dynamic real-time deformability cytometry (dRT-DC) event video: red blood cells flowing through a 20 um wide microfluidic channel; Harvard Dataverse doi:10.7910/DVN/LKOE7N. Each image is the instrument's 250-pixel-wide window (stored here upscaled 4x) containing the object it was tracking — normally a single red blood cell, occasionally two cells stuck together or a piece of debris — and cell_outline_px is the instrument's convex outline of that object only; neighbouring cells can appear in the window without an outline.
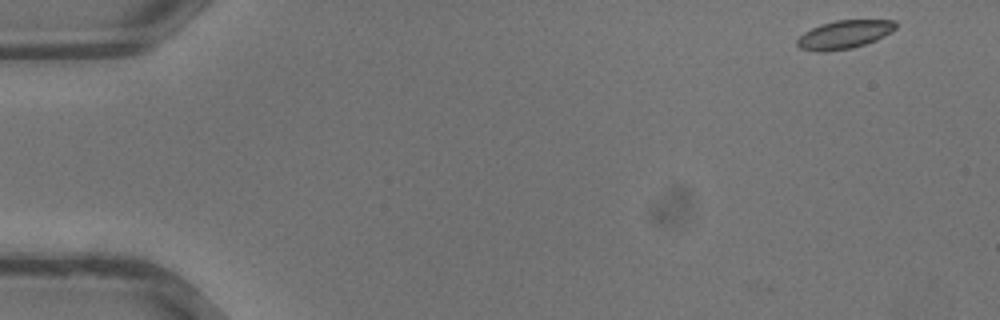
{"species": "common noctule bat (a hibernating species)", "species_latin": "Nyctalus noctula", "temperature_condition": "warm", "stored_images_in_passage": 34, "camera_frame_rate_fps": 3000, "um_per_image_px": 0.085, "animal": {"sex": "male", "body_mass_g": 13.3}, "frame": {"image": 1, "passage_image": 1, "time_ms": 0.0, "image_size_px": [1000, 320], "cell_outline_px": [[896, 28], [892, 32], [876, 40], [852, 48], [824, 52], [816, 52], [800, 48], [796, 44], [796, 40], [804, 32], [820, 24], [836, 20], [896, 20]], "centroid_in_image_um": [71.75, 2.94], "position_along_channel_um": 13.2, "area_um2": 16.36}}
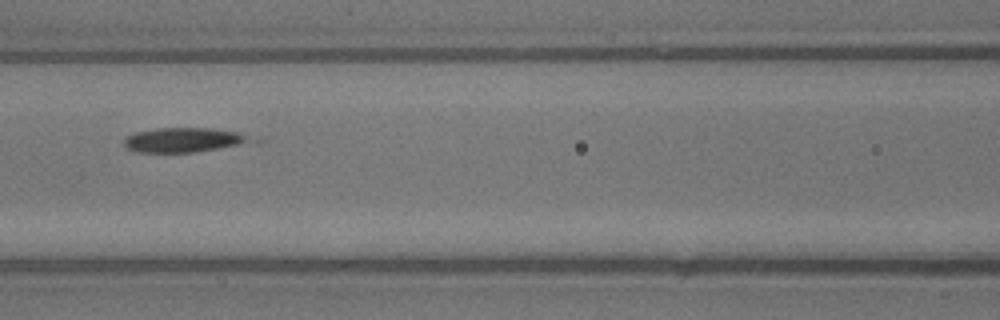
{"frame": {"image": 2, "passage_image": 15, "time_ms": 4.667, "image_size_px": [1000, 320], "cell_outline_px": [[268, 140], [260, 144], [196, 152], [136, 152], [128, 148], [124, 144], [124, 136], [136, 132], [156, 128], [212, 128], [264, 136]], "centroid_in_image_um": [16.03, 11.9], "position_along_channel_um": 150.6, "area_um2": 19.65}}
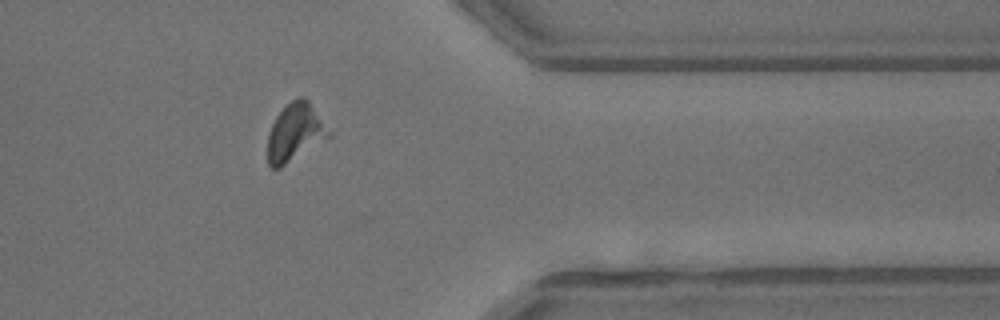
{"frame": {"image": 3, "passage_image": 28, "time_ms": 9.0, "image_size_px": [1000, 320], "cell_outline_px": [[336, 132], [332, 136], [280, 168], [272, 168], [268, 164], [268, 136], [272, 124], [276, 116], [292, 100], [300, 96], [304, 96], [308, 100]], "centroid_in_image_um": [25.17, 11.24], "position_along_channel_um": 386.2, "area_um2": 21.04}}